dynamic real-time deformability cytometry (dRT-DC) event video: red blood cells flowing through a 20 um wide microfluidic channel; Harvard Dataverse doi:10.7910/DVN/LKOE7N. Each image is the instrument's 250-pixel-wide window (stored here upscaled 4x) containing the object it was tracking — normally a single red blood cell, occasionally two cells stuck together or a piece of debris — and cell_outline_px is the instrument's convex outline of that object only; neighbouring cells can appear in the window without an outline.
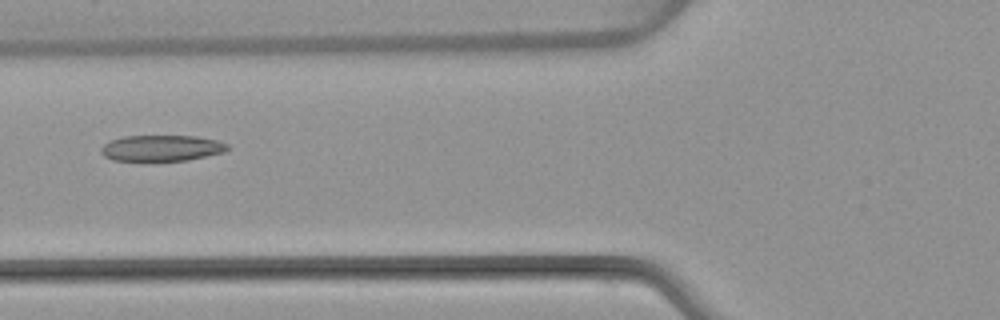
{"species": "common noctule bat (a hibernating species)", "species_latin": "Nyctalus noctula", "temperature_condition": "warm", "stored_images_in_passage": 6, "camera_frame_rate_fps": 3000, "um_per_image_px": 0.085, "animal": {"sex": "female", "body_mass_g": 22.7, "forearm_length_mm": 54.2}, "frame": {"image": 1, "passage_image": 6, "time_ms": 6.0, "image_size_px": [1000, 320], "cell_outline_px": [[228, 148], [224, 152], [188, 160], [152, 164], [112, 160], [104, 156], [100, 152], [100, 148], [104, 144], [112, 140], [124, 136], [196, 136], [216, 140], [228, 144]], "centroid_in_image_um": [13.67, 12.64], "position_along_channel_um": 112.1, "area_um2": 20.06}}